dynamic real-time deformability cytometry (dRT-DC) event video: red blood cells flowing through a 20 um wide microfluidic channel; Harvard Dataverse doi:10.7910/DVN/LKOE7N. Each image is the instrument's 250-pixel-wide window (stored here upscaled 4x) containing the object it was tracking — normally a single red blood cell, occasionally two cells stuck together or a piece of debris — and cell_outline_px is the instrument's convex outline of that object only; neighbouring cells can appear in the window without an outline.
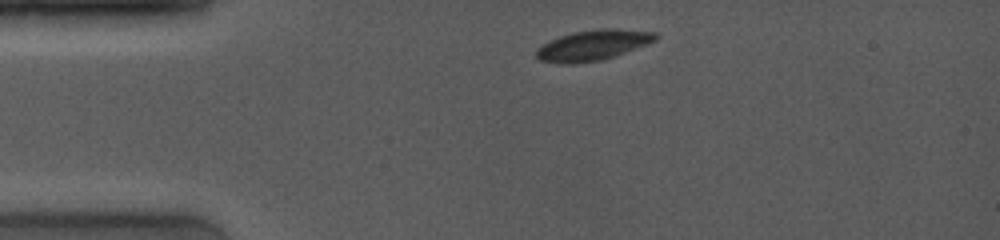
{"species": "common noctule bat (a hibernating species)", "species_latin": "Nyctalus noctula", "temperature_condition": "room temperature", "stored_images_in_passage": 5, "camera_frame_rate_fps": 4000, "um_per_image_px": 0.085, "animal": {"sex": "female", "body_mass_g": 19.0, "forearm_length_mm": 53.3}, "frame": {"image": 1, "passage_image": 1, "time_ms": 0.0, "image_size_px": [1000, 240], "cell_outline_px": [[656, 40], [648, 44], [600, 60], [572, 64], [560, 64], [540, 60], [536, 56], [536, 48], [548, 40], [572, 32], [596, 28], [604, 28], [656, 32]], "centroid_in_image_um": [50.33, 3.84], "position_along_channel_um": 34.7, "area_um2": 21.04}}
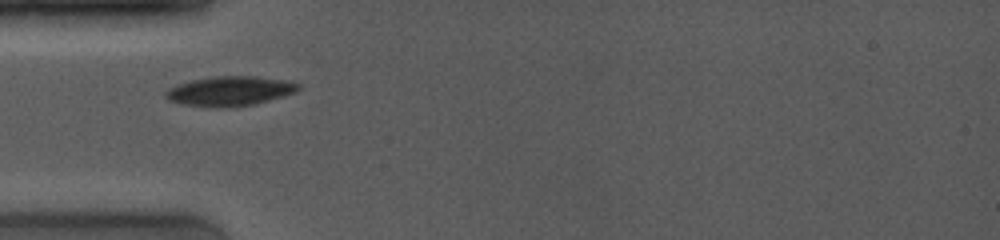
{"frame": {"image": 2, "passage_image": 3, "time_ms": 1.75, "image_size_px": [1000, 240], "cell_outline_px": [[300, 88], [296, 92], [284, 96], [252, 104], [232, 108], [212, 108], [180, 104], [168, 100], [164, 96], [164, 92], [168, 88], [192, 80], [216, 76], [256, 76], [284, 80], [300, 84]], "centroid_in_image_um": [19.5, 7.76], "position_along_channel_um": 65.5, "area_um2": 23.06}}
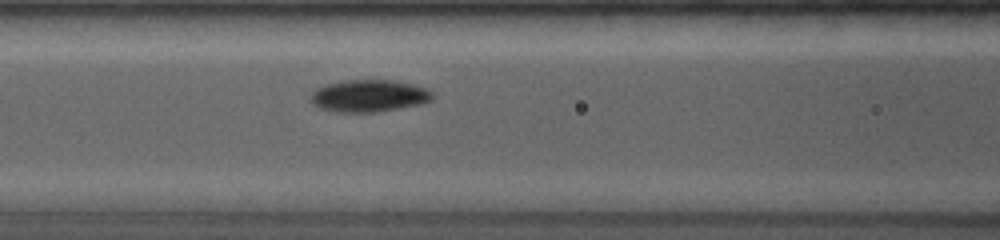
{"frame": {"image": 3, "passage_image": 5, "time_ms": 3.5, "image_size_px": [1000, 240], "cell_outline_px": [[432, 100], [424, 104], [376, 112], [336, 112], [316, 108], [308, 100], [312, 92], [316, 88], [324, 84], [348, 80], [392, 80], [416, 84], [428, 88], [432, 92]], "centroid_in_image_um": [31.35, 8.15], "position_along_channel_um": 135.3, "area_um2": 23.35}}